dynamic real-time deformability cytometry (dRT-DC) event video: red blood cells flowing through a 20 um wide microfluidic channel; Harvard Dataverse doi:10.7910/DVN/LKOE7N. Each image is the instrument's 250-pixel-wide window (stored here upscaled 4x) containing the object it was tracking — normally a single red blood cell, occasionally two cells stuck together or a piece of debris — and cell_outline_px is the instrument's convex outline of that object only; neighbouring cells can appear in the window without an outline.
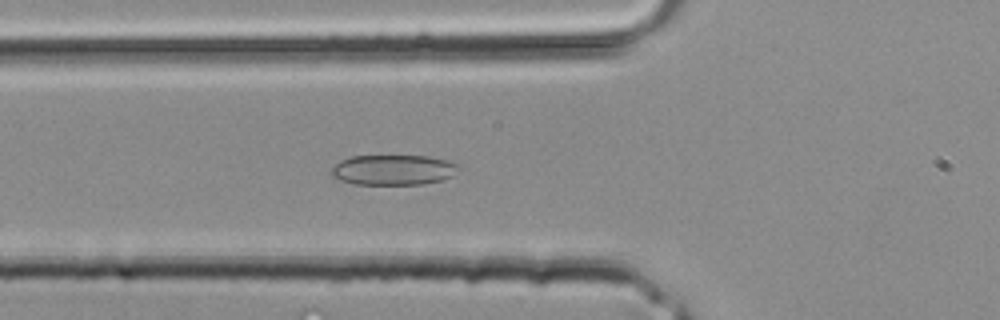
{"species": "common noctule bat (a hibernating species)", "species_latin": "Nyctalus noctula", "temperature_condition": "room temperature", "stored_images_in_passage": 24, "camera_frame_rate_fps": 3000, "um_per_image_px": 0.085, "animal": {"sex": "male", "body_mass_g": 20.4}, "frame": {"image": 1, "passage_image": 5, "time_ms": 1.333, "image_size_px": [1000, 320], "cell_outline_px": [[460, 168], [452, 176], [440, 180], [420, 184], [356, 184], [340, 180], [332, 176], [332, 168], [340, 160], [352, 156], [428, 156], [448, 160], [460, 164]], "centroid_in_image_um": [33.46, 14.43], "position_along_channel_um": 92.3, "area_um2": 22.37}}
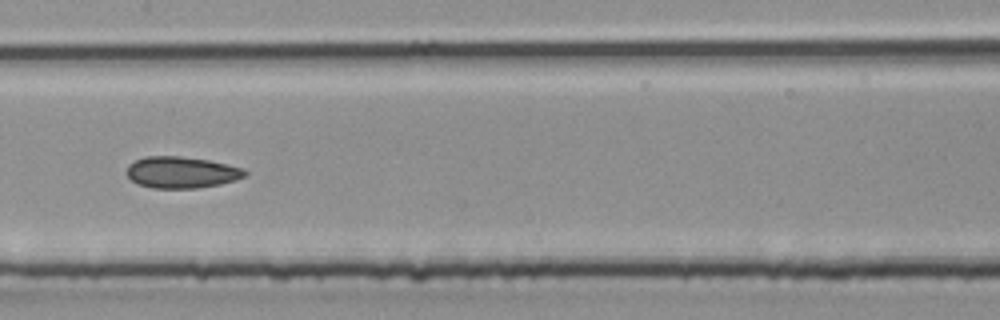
{"frame": {"image": 2, "passage_image": 10, "time_ms": 3.0, "image_size_px": [1000, 320], "cell_outline_px": [[248, 172], [244, 176], [236, 180], [220, 184], [196, 188], [152, 188], [140, 184], [132, 180], [128, 176], [128, 164], [144, 156], [180, 156], [208, 160], [240, 168]], "centroid_in_image_um": [15.41, 14.65], "position_along_channel_um": 192.0, "area_um2": 21.39}}
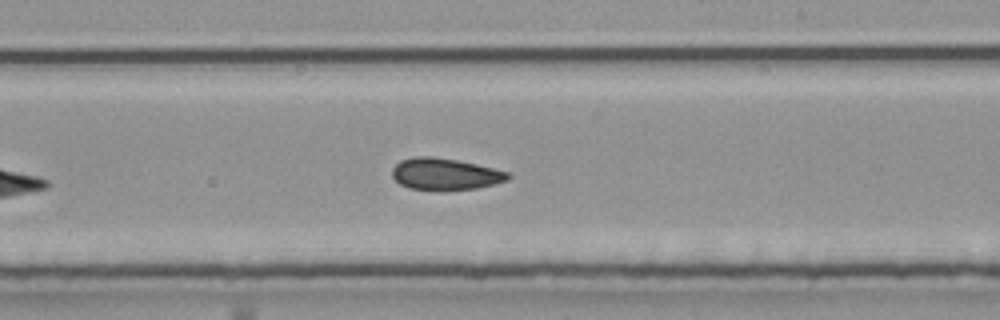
{"frame": {"image": 3, "passage_image": 13, "time_ms": 4.0, "image_size_px": [1000, 320], "cell_outline_px": [[512, 176], [508, 180], [496, 184], [476, 188], [444, 192], [408, 188], [400, 184], [392, 176], [392, 168], [400, 160], [416, 156], [432, 156], [456, 160], [476, 164], [508, 172]], "centroid_in_image_um": [37.83, 14.82], "position_along_channel_um": 251.2, "area_um2": 21.85}}